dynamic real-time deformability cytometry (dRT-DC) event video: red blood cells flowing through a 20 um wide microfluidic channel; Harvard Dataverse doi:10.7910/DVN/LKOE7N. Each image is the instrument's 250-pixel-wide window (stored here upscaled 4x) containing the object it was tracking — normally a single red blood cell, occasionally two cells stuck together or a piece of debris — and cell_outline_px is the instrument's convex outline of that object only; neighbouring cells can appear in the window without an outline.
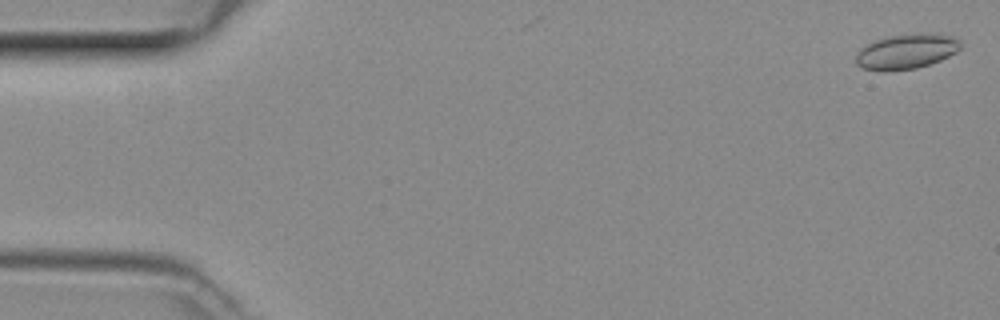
{"species": "common noctule bat (a hibernating species)", "species_latin": "Nyctalus noctula", "temperature_condition": "room temperature", "stored_images_in_passage": 5, "camera_frame_rate_fps": 3000, "um_per_image_px": 0.085, "animal": {"sex": "female", "body_mass_g": 29.2, "forearm_length_mm": 56.3}, "frame": {"image": 1, "passage_image": 1, "time_ms": 0.0, "image_size_px": [1000, 320], "cell_outline_px": [[960, 48], [956, 52], [940, 60], [916, 68], [888, 72], [884, 72], [860, 68], [856, 64], [856, 56], [860, 48], [876, 40], [888, 36], [932, 32], [936, 32], [956, 36], [960, 40]], "centroid_in_image_um": [77.05, 4.37], "position_along_channel_um": 7.9, "area_um2": 21.68}}